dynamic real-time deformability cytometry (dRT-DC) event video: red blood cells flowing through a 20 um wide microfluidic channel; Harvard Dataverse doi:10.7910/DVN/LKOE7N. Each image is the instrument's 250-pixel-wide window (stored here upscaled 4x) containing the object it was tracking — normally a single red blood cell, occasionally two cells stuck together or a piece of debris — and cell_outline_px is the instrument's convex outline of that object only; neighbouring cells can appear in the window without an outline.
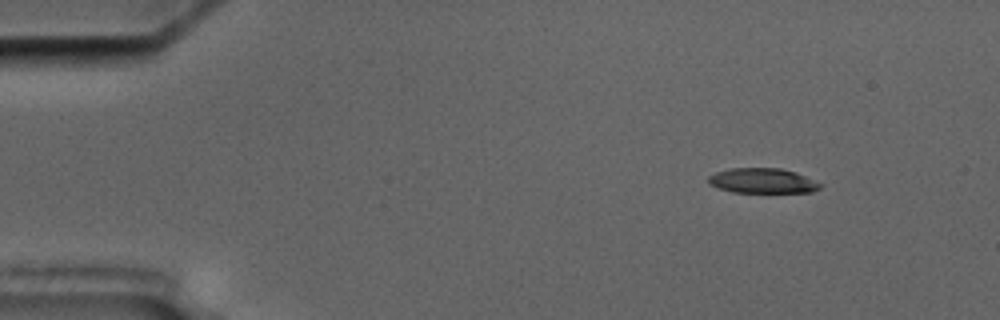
{"species": "common noctule bat (a hibernating species)", "species_latin": "Nyctalus noctula", "temperature_condition": "cold", "stored_images_in_passage": 5, "camera_frame_rate_fps": 3000, "um_per_image_px": 0.085, "animal": {"sex": "male", "body_mass_g": 17.5, "forearm_length_mm": 52.3}, "frame": {"image": 1, "passage_image": 2, "time_ms": 1.0, "image_size_px": [1000, 320], "cell_outline_px": [[824, 184], [820, 188], [812, 192], [732, 192], [708, 184], [708, 176], [716, 172], [732, 168], [780, 168], [796, 172]], "centroid_in_image_um": [64.84, 15.36], "position_along_channel_um": 20.2, "area_um2": 16.3}}